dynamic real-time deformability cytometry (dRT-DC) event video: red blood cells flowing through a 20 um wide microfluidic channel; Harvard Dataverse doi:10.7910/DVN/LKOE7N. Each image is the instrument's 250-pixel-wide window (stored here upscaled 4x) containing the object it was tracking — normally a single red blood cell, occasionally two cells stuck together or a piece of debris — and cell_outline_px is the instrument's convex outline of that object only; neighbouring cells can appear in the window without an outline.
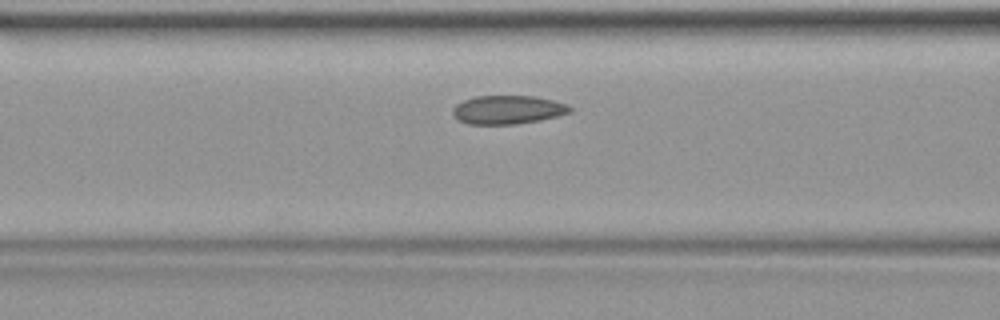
{"species": "common noctule bat (a hibernating species)", "species_latin": "Nyctalus noctula", "temperature_condition": "warm", "stored_images_in_passage": 4, "camera_frame_rate_fps": 3000, "um_per_image_px": 0.085, "animal": {"sex": "female", "body_mass_g": 19.9}, "frame": {"image": 1, "passage_image": 4, "time_ms": 1.0, "image_size_px": [1000, 320], "cell_outline_px": [[572, 112], [540, 120], [516, 124], [468, 124], [456, 120], [452, 112], [452, 108], [456, 104], [464, 100], [476, 96], [536, 96], [568, 104], [572, 108]], "centroid_in_image_um": [43.14, 9.33], "position_along_channel_um": 123.5, "area_um2": 19.65}}